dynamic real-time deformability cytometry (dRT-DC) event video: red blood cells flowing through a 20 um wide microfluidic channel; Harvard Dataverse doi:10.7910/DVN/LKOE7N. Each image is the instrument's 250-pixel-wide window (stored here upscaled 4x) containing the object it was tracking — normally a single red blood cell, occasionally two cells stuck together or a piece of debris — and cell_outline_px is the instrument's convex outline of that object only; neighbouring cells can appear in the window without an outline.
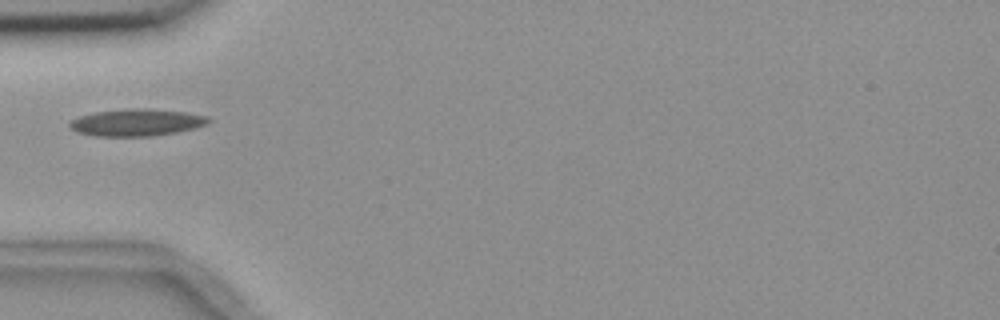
{"species": "common noctule bat (a hibernating species)", "species_latin": "Nyctalus noctula", "temperature_condition": "room temperature", "stored_images_in_passage": 3, "camera_frame_rate_fps": 3000, "um_per_image_px": 0.085, "animal": {"sex": "female", "body_mass_g": 18.4}, "frame": {"image": 1, "passage_image": 1, "time_ms": 0.0, "image_size_px": [1000, 320], "cell_outline_px": [[212, 120], [208, 124], [196, 128], [176, 132], [152, 136], [96, 136], [76, 132], [68, 124], [72, 120], [80, 116], [96, 112], [128, 108], [144, 108], [188, 112], [208, 116]], "centroid_in_image_um": [11.67, 10.4], "position_along_channel_um": 73.3, "area_um2": 21.96}}
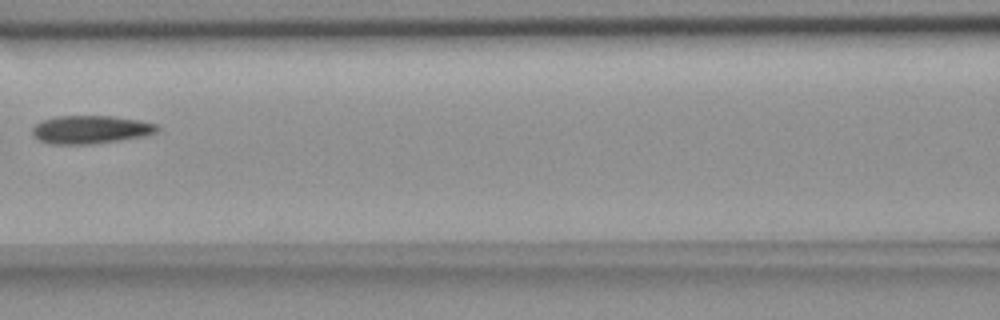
{"frame": {"image": 2, "passage_image": 3, "time_ms": 2.333, "image_size_px": [1000, 320], "cell_outline_px": [[160, 128], [156, 132], [148, 136], [88, 144], [52, 144], [40, 140], [32, 132], [32, 128], [40, 120], [56, 116], [112, 116], [140, 120], [156, 124]], "centroid_in_image_um": [7.72, 11.0], "position_along_channel_um": 158.9, "area_um2": 20.46}}